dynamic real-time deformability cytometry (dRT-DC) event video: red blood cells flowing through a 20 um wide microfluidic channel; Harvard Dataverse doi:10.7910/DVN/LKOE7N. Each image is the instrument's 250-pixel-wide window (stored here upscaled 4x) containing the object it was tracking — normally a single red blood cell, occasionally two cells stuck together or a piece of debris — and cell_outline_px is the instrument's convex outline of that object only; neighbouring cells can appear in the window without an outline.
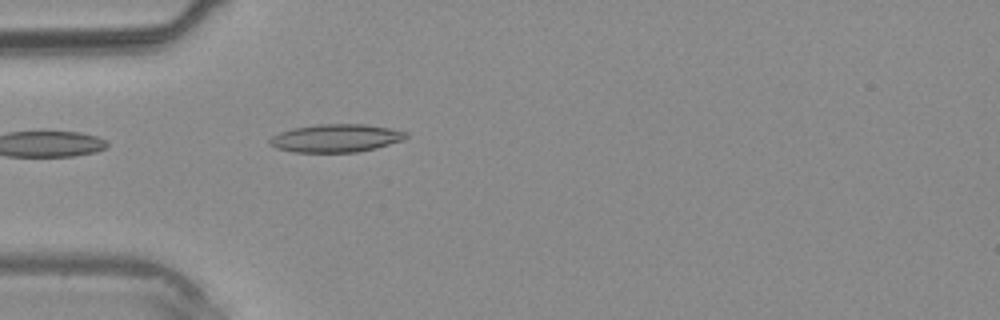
{"species": "common noctule bat (a hibernating species)", "species_latin": "Nyctalus noctula", "temperature_condition": "warm", "stored_images_in_passage": 11, "camera_frame_rate_fps": 3000, "um_per_image_px": 0.085, "animal": {"sex": "male", "body_mass_g": 20.4}, "frame": {"image": 1, "passage_image": 1, "time_ms": 0.0, "image_size_px": [1000, 320], "cell_outline_px": [[408, 136], [404, 140], [376, 148], [356, 152], [296, 152], [276, 148], [268, 144], [268, 140], [272, 136], [280, 132], [292, 128], [316, 124], [364, 124], [392, 128], [408, 132]], "centroid_in_image_um": [28.57, 11.73], "position_along_channel_um": 56.4, "area_um2": 22.43}}
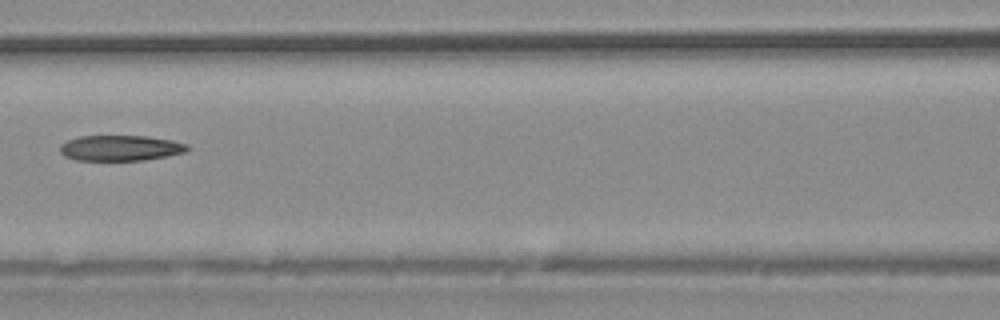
{"frame": {"image": 2, "passage_image": 7, "time_ms": 2.0, "image_size_px": [1000, 320], "cell_outline_px": [[188, 148], [184, 152], [168, 156], [144, 160], [76, 160], [64, 156], [60, 152], [60, 144], [68, 140], [80, 136], [148, 136], [172, 140], [188, 144]], "centroid_in_image_um": [10.23, 12.58], "position_along_channel_um": 156.4, "area_um2": 18.96}}